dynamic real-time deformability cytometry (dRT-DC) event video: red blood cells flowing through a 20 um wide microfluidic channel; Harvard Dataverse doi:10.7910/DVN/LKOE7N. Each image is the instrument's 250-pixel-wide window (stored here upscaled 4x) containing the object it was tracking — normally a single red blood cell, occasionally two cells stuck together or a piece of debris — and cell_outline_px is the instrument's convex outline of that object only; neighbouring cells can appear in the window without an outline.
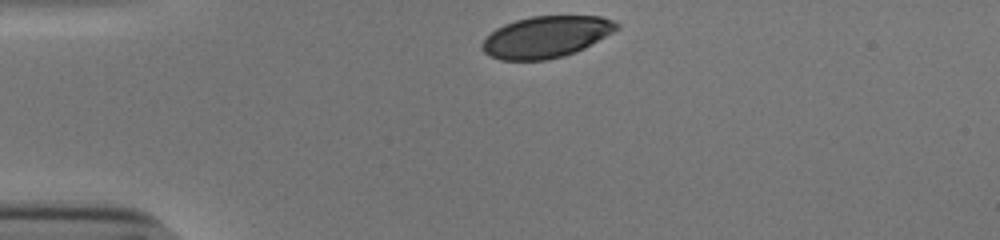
{"species": "human", "species_latin": "Homo sapiens", "temperature_condition": "cold", "stored_images_in_passage": 32, "camera_frame_rate_fps": 3000, "um_per_image_px": 0.085, "donor": {"sex": "male"}, "frame": {"image": 1, "passage_image": 1, "time_ms": 0.0, "image_size_px": [1000, 240], "cell_outline_px": [[620, 28], [584, 48], [576, 52], [564, 56], [544, 60], [500, 60], [484, 52], [480, 48], [480, 44], [496, 28], [504, 24], [516, 20], [532, 16], [600, 16], [612, 20], [620, 24]], "centroid_in_image_um": [46.42, 3.13], "position_along_channel_um": 38.6, "area_um2": 32.48}}
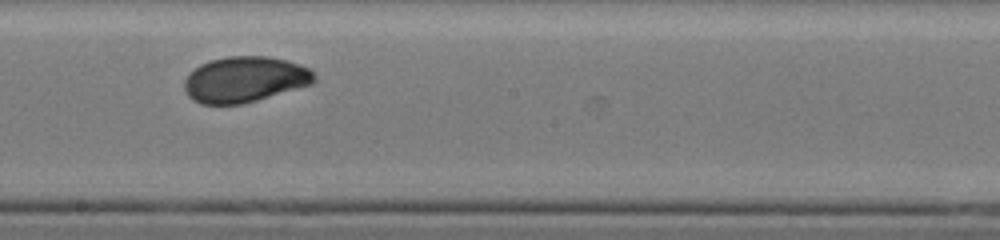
{"frame": {"image": 2, "passage_image": 19, "time_ms": 6.0, "image_size_px": [1000, 240], "cell_outline_px": [[316, 80], [312, 84], [244, 104], [200, 104], [192, 100], [188, 96], [184, 88], [184, 80], [200, 64], [212, 60], [228, 56], [268, 56], [288, 60], [312, 68], [316, 76]], "centroid_in_image_um": [20.85, 6.75], "position_along_channel_um": 227.4, "area_um2": 34.85}}
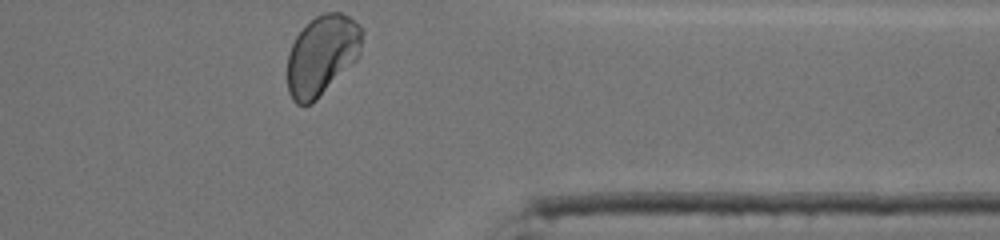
{"frame": {"image": 3, "passage_image": 32, "time_ms": 10.333, "image_size_px": [1000, 240], "cell_outline_px": [[364, 32], [360, 52], [356, 60], [312, 104], [296, 104], [292, 100], [288, 92], [288, 52], [296, 36], [316, 16], [324, 12], [340, 12], [348, 16], [360, 24], [364, 28]], "centroid_in_image_um": [27.38, 4.68], "position_along_channel_um": 384.0, "area_um2": 34.85}, "authors_computed_cell_mechanics": {"area_um2": 34.7956, "velocity_mm_per_s": 3.8324, "shape_relaxation_time_tau1_ms": 3.6531, "shape_relaxation_time_tau2_ms": null, "deformation_change_tau1": 0.1221, "deformation_change_tau2": null}}